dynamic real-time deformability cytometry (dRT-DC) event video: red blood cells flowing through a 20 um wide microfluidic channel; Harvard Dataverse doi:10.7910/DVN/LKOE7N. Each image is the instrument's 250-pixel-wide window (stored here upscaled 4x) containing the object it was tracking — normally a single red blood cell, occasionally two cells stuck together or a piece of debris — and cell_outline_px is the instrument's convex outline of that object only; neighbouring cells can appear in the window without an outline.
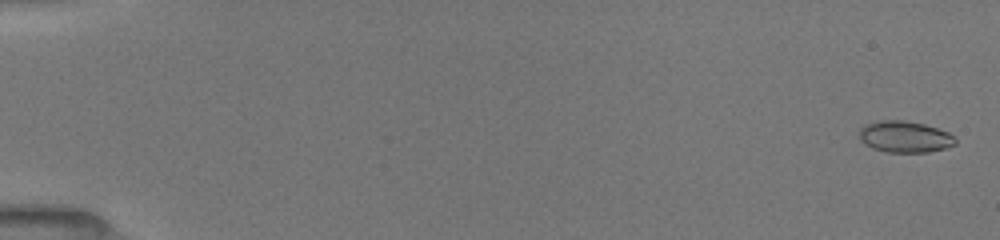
{"species": "common noctule bat (a hibernating species)", "species_latin": "Nyctalus noctula", "temperature_condition": "room temperature", "stored_images_in_passage": 53, "camera_frame_rate_fps": 3000, "um_per_image_px": 0.085, "animal": {"sex": "female", "body_mass_g": 19.5, "forearm_length_mm": 54.1}, "frame": {"image": 1, "passage_image": 2, "time_ms": 0.333, "image_size_px": [1000, 240], "cell_outline_px": [[956, 144], [944, 148], [928, 152], [888, 152], [872, 148], [864, 144], [860, 140], [860, 128], [864, 124], [880, 120], [904, 120], [924, 124], [948, 132], [956, 140]], "centroid_in_image_um": [76.87, 11.62], "position_along_channel_um": 8.1, "area_um2": 17.57}}
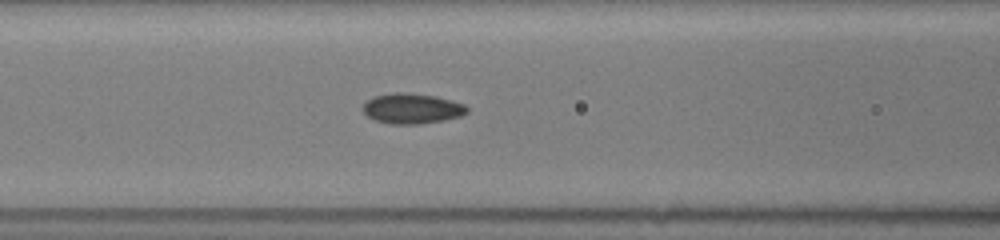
{"frame": {"image": 2, "passage_image": 24, "time_ms": 7.667, "image_size_px": [1000, 240], "cell_outline_px": [[468, 112], [460, 116], [444, 120], [420, 124], [388, 124], [376, 120], [368, 116], [364, 112], [364, 104], [372, 96], [392, 92], [404, 92], [436, 96], [452, 100], [464, 104], [468, 108]], "centroid_in_image_um": [35.03, 9.22], "position_along_channel_um": 131.6, "area_um2": 18.44}}
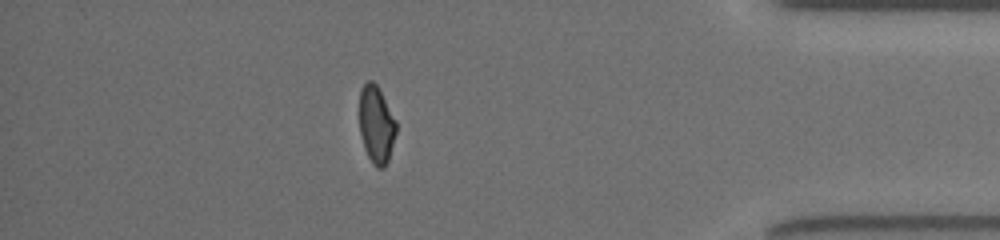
{"frame": {"image": 3, "passage_image": 47, "time_ms": 15.333, "image_size_px": [1000, 240], "cell_outline_px": [[396, 132], [388, 160], [384, 168], [376, 168], [372, 164], [364, 148], [360, 136], [360, 88], [368, 80], [372, 80], [380, 88], [396, 120]], "centroid_in_image_um": [31.98, 10.57], "position_along_channel_um": 403.2, "area_um2": 16.76}, "authors_computed_cell_mechanics": {"area_um2": 17.3978, "velocity_mm_per_s": 3.9883, "shape_relaxation_time_tau1_ms": 8.0452, "shape_relaxation_time_tau2_ms": 2.3337, "deformation_change_tau1": 0.1712, "deformation_change_tau2": 0.0457}}